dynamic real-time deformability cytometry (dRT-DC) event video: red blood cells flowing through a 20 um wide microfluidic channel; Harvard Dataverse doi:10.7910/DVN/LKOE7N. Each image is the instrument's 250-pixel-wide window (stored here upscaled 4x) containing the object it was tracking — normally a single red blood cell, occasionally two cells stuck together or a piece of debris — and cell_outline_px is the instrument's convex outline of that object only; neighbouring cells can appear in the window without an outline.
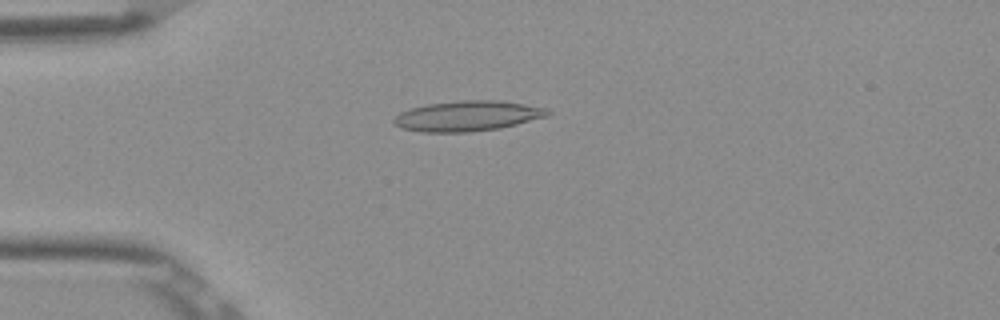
{"species": "Egyptian fruit bat (a non-hibernating species)", "species_latin": "Rousettus aegyptiacus", "temperature_condition": "room temperature", "stored_images_in_passage": 5, "camera_frame_rate_fps": 3000, "um_per_image_px": 0.085, "frame": {"image": 1, "passage_image": 3, "time_ms": 0.667, "image_size_px": [1000, 320], "cell_outline_px": [[552, 112], [548, 116], [500, 128], [468, 132], [424, 132], [400, 128], [392, 120], [400, 112], [412, 108], [428, 104], [464, 100], [500, 100], [548, 108]], "centroid_in_image_um": [39.77, 9.85], "position_along_channel_um": 45.2, "area_um2": 27.05}}
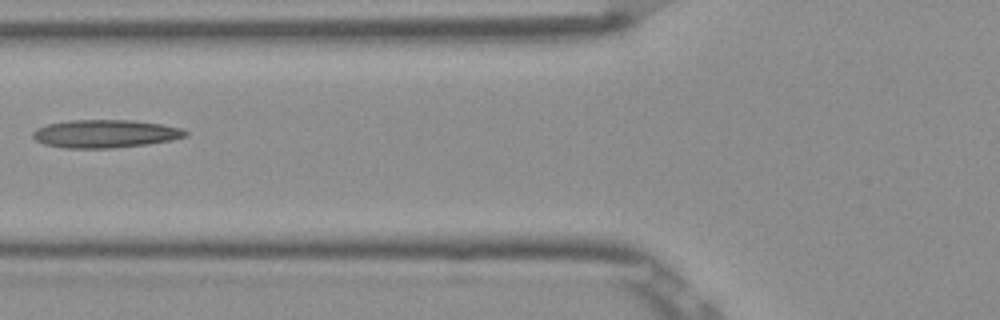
{"frame": {"image": 2, "passage_image": 5, "time_ms": 1.333, "image_size_px": [1000, 320], "cell_outline_px": [[188, 136], [172, 140], [148, 144], [112, 148], [64, 148], [44, 144], [36, 140], [32, 136], [32, 132], [36, 128], [48, 124], [68, 120], [132, 120], [160, 124], [180, 128], [188, 132]], "centroid_in_image_um": [8.93, 11.37], "position_along_channel_um": 116.9, "area_um2": 24.97}}